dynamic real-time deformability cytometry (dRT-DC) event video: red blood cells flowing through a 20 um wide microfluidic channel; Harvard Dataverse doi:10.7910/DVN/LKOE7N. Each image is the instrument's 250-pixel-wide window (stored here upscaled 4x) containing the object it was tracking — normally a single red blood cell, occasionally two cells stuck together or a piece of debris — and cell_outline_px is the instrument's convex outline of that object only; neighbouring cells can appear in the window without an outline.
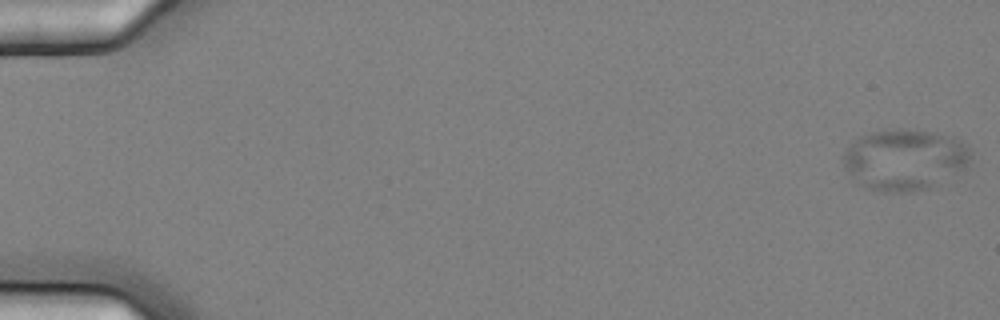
{"species": "common noctule bat (a hibernating species)", "species_latin": "Nyctalus noctula", "temperature_condition": "cold", "stored_images_in_passage": 58, "camera_frame_rate_fps": 3000, "um_per_image_px": 0.085, "animal": {"sex": "female", "body_mass_g": 25.1}, "frame": {"image": 1, "passage_image": 1, "time_ms": 0.0, "image_size_px": [1000, 320], "cell_outline_px": [[972, 156], [968, 168], [928, 188], [912, 192], [884, 192], [868, 188], [860, 184], [844, 168], [844, 152], [860, 136], [872, 132], [900, 128], [928, 132], [952, 136], [968, 144], [972, 148]], "centroid_in_image_um": [76.97, 13.57], "position_along_channel_um": 8.0, "area_um2": 45.49}}
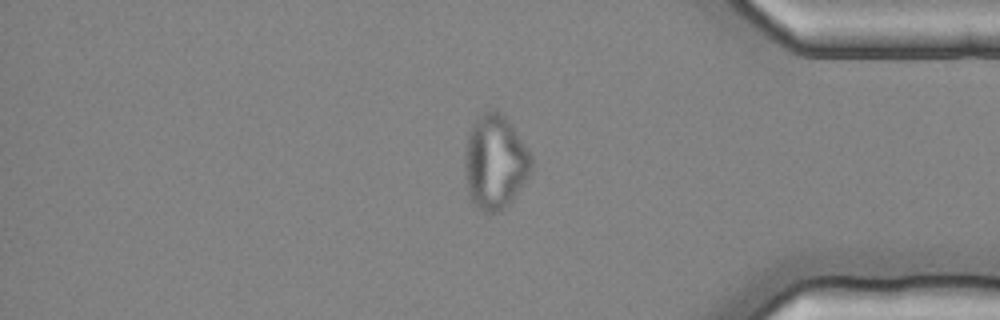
{"frame": {"image": 2, "passage_image": 49, "time_ms": 16.0, "image_size_px": [1000, 320], "cell_outline_px": [[532, 168], [528, 176], [512, 200], [504, 208], [496, 212], [484, 212], [476, 208], [468, 192], [464, 176], [464, 152], [468, 132], [472, 124], [484, 112], [492, 108], [496, 108], [512, 124], [528, 148], [532, 156]], "centroid_in_image_um": [42.06, 13.75], "position_along_channel_um": 393.1, "area_um2": 36.99}}
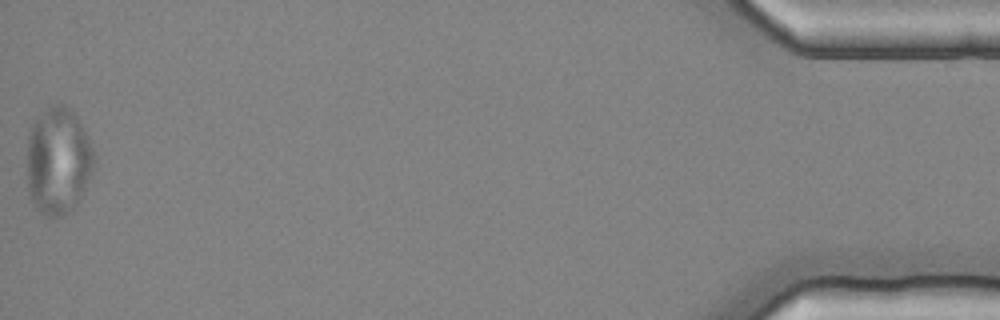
{"frame": {"image": 3, "passage_image": 58, "time_ms": 19.0, "image_size_px": [1000, 320], "cell_outline_px": [[96, 156], [92, 172], [80, 200], [72, 208], [60, 216], [52, 220], [44, 216], [32, 204], [28, 196], [28, 136], [32, 124], [36, 116], [44, 108], [60, 100], [72, 108], [76, 112], [88, 136]], "centroid_in_image_um": [4.95, 13.62], "position_along_channel_um": 430.3, "area_um2": 43.12}}